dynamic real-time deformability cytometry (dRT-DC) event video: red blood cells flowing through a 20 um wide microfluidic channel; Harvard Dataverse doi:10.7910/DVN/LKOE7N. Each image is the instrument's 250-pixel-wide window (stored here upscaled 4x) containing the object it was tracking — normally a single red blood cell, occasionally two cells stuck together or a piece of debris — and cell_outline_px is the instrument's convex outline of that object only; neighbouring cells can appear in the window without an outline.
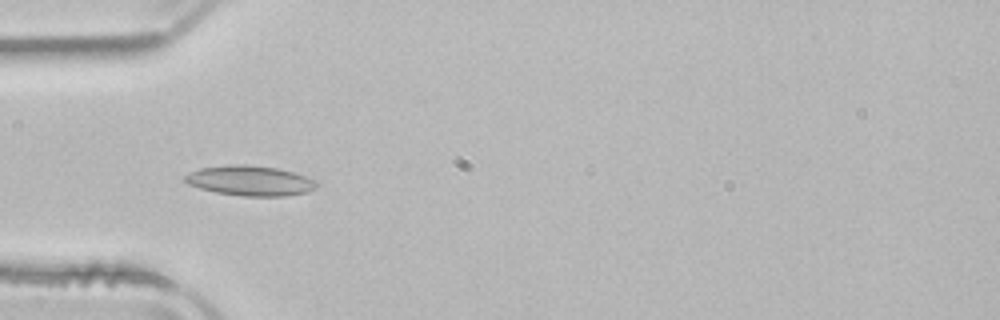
{"species": "common noctule bat (a hibernating species)", "species_latin": "Nyctalus noctula", "temperature_condition": "room temperature", "stored_images_in_passage": 7, "camera_frame_rate_fps": 3000, "um_per_image_px": 0.085, "animal": {"sex": "male", "body_mass_g": 21.5, "forearm_length_mm": 52.0}, "frame": {"image": 1, "passage_image": 4, "time_ms": 1.0, "image_size_px": [1000, 320], "cell_outline_px": [[320, 184], [316, 188], [304, 192], [284, 196], [244, 196], [216, 192], [200, 188], [188, 184], [184, 180], [184, 176], [188, 172], [200, 168], [232, 164], [248, 164], [276, 168], [292, 172], [316, 180]], "centroid_in_image_um": [21.24, 15.35], "position_along_channel_um": 63.8, "area_um2": 23.0}}